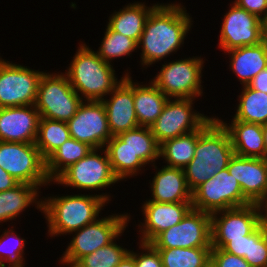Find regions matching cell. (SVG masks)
I'll return each instance as SVG.
<instances>
[{"instance_id": "cell-1", "label": "cell", "mask_w": 267, "mask_h": 267, "mask_svg": "<svg viewBox=\"0 0 267 267\" xmlns=\"http://www.w3.org/2000/svg\"><path fill=\"white\" fill-rule=\"evenodd\" d=\"M192 22L181 3H159L149 14L137 43L138 51L141 48V66L147 69L180 50Z\"/></svg>"}, {"instance_id": "cell-2", "label": "cell", "mask_w": 267, "mask_h": 267, "mask_svg": "<svg viewBox=\"0 0 267 267\" xmlns=\"http://www.w3.org/2000/svg\"><path fill=\"white\" fill-rule=\"evenodd\" d=\"M95 194L43 196L42 213L47 223V236L69 235L95 222L101 216V210L111 201L110 193Z\"/></svg>"}, {"instance_id": "cell-3", "label": "cell", "mask_w": 267, "mask_h": 267, "mask_svg": "<svg viewBox=\"0 0 267 267\" xmlns=\"http://www.w3.org/2000/svg\"><path fill=\"white\" fill-rule=\"evenodd\" d=\"M235 154L228 131L214 115L199 129L194 158L183 169L187 186H198L227 168Z\"/></svg>"}, {"instance_id": "cell-4", "label": "cell", "mask_w": 267, "mask_h": 267, "mask_svg": "<svg viewBox=\"0 0 267 267\" xmlns=\"http://www.w3.org/2000/svg\"><path fill=\"white\" fill-rule=\"evenodd\" d=\"M65 70L69 83L83 101H102L122 81L114 67L82 42Z\"/></svg>"}, {"instance_id": "cell-5", "label": "cell", "mask_w": 267, "mask_h": 267, "mask_svg": "<svg viewBox=\"0 0 267 267\" xmlns=\"http://www.w3.org/2000/svg\"><path fill=\"white\" fill-rule=\"evenodd\" d=\"M111 214L70 233V236L74 233L72 240L68 243L62 257H59L58 261L61 262L59 264L72 267L83 256L111 243L128 227L131 220L130 213Z\"/></svg>"}, {"instance_id": "cell-6", "label": "cell", "mask_w": 267, "mask_h": 267, "mask_svg": "<svg viewBox=\"0 0 267 267\" xmlns=\"http://www.w3.org/2000/svg\"><path fill=\"white\" fill-rule=\"evenodd\" d=\"M82 102L65 73L45 71L42 74L34 104L41 118L68 122Z\"/></svg>"}, {"instance_id": "cell-7", "label": "cell", "mask_w": 267, "mask_h": 267, "mask_svg": "<svg viewBox=\"0 0 267 267\" xmlns=\"http://www.w3.org/2000/svg\"><path fill=\"white\" fill-rule=\"evenodd\" d=\"M205 60L192 56L162 64L161 70L151 80L168 98L203 96L202 71Z\"/></svg>"}, {"instance_id": "cell-8", "label": "cell", "mask_w": 267, "mask_h": 267, "mask_svg": "<svg viewBox=\"0 0 267 267\" xmlns=\"http://www.w3.org/2000/svg\"><path fill=\"white\" fill-rule=\"evenodd\" d=\"M118 182L120 181L112 171L106 149L98 148L92 149L84 158L64 170L51 183L93 192V190L103 191Z\"/></svg>"}, {"instance_id": "cell-9", "label": "cell", "mask_w": 267, "mask_h": 267, "mask_svg": "<svg viewBox=\"0 0 267 267\" xmlns=\"http://www.w3.org/2000/svg\"><path fill=\"white\" fill-rule=\"evenodd\" d=\"M0 166L19 183L50 186L46 161L35 143L0 141Z\"/></svg>"}, {"instance_id": "cell-10", "label": "cell", "mask_w": 267, "mask_h": 267, "mask_svg": "<svg viewBox=\"0 0 267 267\" xmlns=\"http://www.w3.org/2000/svg\"><path fill=\"white\" fill-rule=\"evenodd\" d=\"M192 208L213 214L250 204L243 196L239 182L225 168L192 192Z\"/></svg>"}, {"instance_id": "cell-11", "label": "cell", "mask_w": 267, "mask_h": 267, "mask_svg": "<svg viewBox=\"0 0 267 267\" xmlns=\"http://www.w3.org/2000/svg\"><path fill=\"white\" fill-rule=\"evenodd\" d=\"M150 244L155 249L212 248L211 214L191 208L181 222L162 231Z\"/></svg>"}, {"instance_id": "cell-12", "label": "cell", "mask_w": 267, "mask_h": 267, "mask_svg": "<svg viewBox=\"0 0 267 267\" xmlns=\"http://www.w3.org/2000/svg\"><path fill=\"white\" fill-rule=\"evenodd\" d=\"M44 71L0 60V108L34 105Z\"/></svg>"}, {"instance_id": "cell-13", "label": "cell", "mask_w": 267, "mask_h": 267, "mask_svg": "<svg viewBox=\"0 0 267 267\" xmlns=\"http://www.w3.org/2000/svg\"><path fill=\"white\" fill-rule=\"evenodd\" d=\"M196 99L169 98L161 114L150 126L159 144L165 140L179 137L199 130L211 117L193 109Z\"/></svg>"}, {"instance_id": "cell-14", "label": "cell", "mask_w": 267, "mask_h": 267, "mask_svg": "<svg viewBox=\"0 0 267 267\" xmlns=\"http://www.w3.org/2000/svg\"><path fill=\"white\" fill-rule=\"evenodd\" d=\"M262 223L259 204H248L211 214V246L223 248L229 241L244 239Z\"/></svg>"}, {"instance_id": "cell-15", "label": "cell", "mask_w": 267, "mask_h": 267, "mask_svg": "<svg viewBox=\"0 0 267 267\" xmlns=\"http://www.w3.org/2000/svg\"><path fill=\"white\" fill-rule=\"evenodd\" d=\"M218 48L223 52L264 41V21L231 2L224 13Z\"/></svg>"}, {"instance_id": "cell-16", "label": "cell", "mask_w": 267, "mask_h": 267, "mask_svg": "<svg viewBox=\"0 0 267 267\" xmlns=\"http://www.w3.org/2000/svg\"><path fill=\"white\" fill-rule=\"evenodd\" d=\"M67 124L72 138L93 149L105 148L112 138L102 101H83Z\"/></svg>"}, {"instance_id": "cell-17", "label": "cell", "mask_w": 267, "mask_h": 267, "mask_svg": "<svg viewBox=\"0 0 267 267\" xmlns=\"http://www.w3.org/2000/svg\"><path fill=\"white\" fill-rule=\"evenodd\" d=\"M130 72H125L122 81L102 100L108 120V127L113 136L139 127L134 108L133 79Z\"/></svg>"}, {"instance_id": "cell-18", "label": "cell", "mask_w": 267, "mask_h": 267, "mask_svg": "<svg viewBox=\"0 0 267 267\" xmlns=\"http://www.w3.org/2000/svg\"><path fill=\"white\" fill-rule=\"evenodd\" d=\"M227 169L250 203L261 205L267 199V159L234 154Z\"/></svg>"}, {"instance_id": "cell-19", "label": "cell", "mask_w": 267, "mask_h": 267, "mask_svg": "<svg viewBox=\"0 0 267 267\" xmlns=\"http://www.w3.org/2000/svg\"><path fill=\"white\" fill-rule=\"evenodd\" d=\"M142 205L143 222L137 226L139 242L150 243L162 231L181 222L192 208L191 202L162 203L145 201Z\"/></svg>"}, {"instance_id": "cell-20", "label": "cell", "mask_w": 267, "mask_h": 267, "mask_svg": "<svg viewBox=\"0 0 267 267\" xmlns=\"http://www.w3.org/2000/svg\"><path fill=\"white\" fill-rule=\"evenodd\" d=\"M39 119L35 105L0 108V141L35 143Z\"/></svg>"}, {"instance_id": "cell-21", "label": "cell", "mask_w": 267, "mask_h": 267, "mask_svg": "<svg viewBox=\"0 0 267 267\" xmlns=\"http://www.w3.org/2000/svg\"><path fill=\"white\" fill-rule=\"evenodd\" d=\"M156 174L150 183L151 197L149 200L162 203L192 202V192L189 190L181 168L162 166L158 169L156 164L152 165Z\"/></svg>"}, {"instance_id": "cell-22", "label": "cell", "mask_w": 267, "mask_h": 267, "mask_svg": "<svg viewBox=\"0 0 267 267\" xmlns=\"http://www.w3.org/2000/svg\"><path fill=\"white\" fill-rule=\"evenodd\" d=\"M228 131L233 150L242 157H256L266 159L263 131L261 124L246 123L239 120L227 121L216 118Z\"/></svg>"}, {"instance_id": "cell-23", "label": "cell", "mask_w": 267, "mask_h": 267, "mask_svg": "<svg viewBox=\"0 0 267 267\" xmlns=\"http://www.w3.org/2000/svg\"><path fill=\"white\" fill-rule=\"evenodd\" d=\"M230 59L229 67L239 79L240 84L248 83L260 72L267 68V42L244 46L224 52Z\"/></svg>"}, {"instance_id": "cell-24", "label": "cell", "mask_w": 267, "mask_h": 267, "mask_svg": "<svg viewBox=\"0 0 267 267\" xmlns=\"http://www.w3.org/2000/svg\"><path fill=\"white\" fill-rule=\"evenodd\" d=\"M39 190L35 185L19 183L12 189L0 192V225L2 222L15 221L31 205L42 212L43 199L39 198Z\"/></svg>"}, {"instance_id": "cell-25", "label": "cell", "mask_w": 267, "mask_h": 267, "mask_svg": "<svg viewBox=\"0 0 267 267\" xmlns=\"http://www.w3.org/2000/svg\"><path fill=\"white\" fill-rule=\"evenodd\" d=\"M145 4V2L128 3L123 9L115 10L109 16L107 26L112 31L132 38L138 43L149 14L159 3H154L152 6Z\"/></svg>"}, {"instance_id": "cell-26", "label": "cell", "mask_w": 267, "mask_h": 267, "mask_svg": "<svg viewBox=\"0 0 267 267\" xmlns=\"http://www.w3.org/2000/svg\"><path fill=\"white\" fill-rule=\"evenodd\" d=\"M133 80V99L139 126L150 127L169 99L151 80L148 84Z\"/></svg>"}, {"instance_id": "cell-27", "label": "cell", "mask_w": 267, "mask_h": 267, "mask_svg": "<svg viewBox=\"0 0 267 267\" xmlns=\"http://www.w3.org/2000/svg\"><path fill=\"white\" fill-rule=\"evenodd\" d=\"M105 149L109 156L114 175L119 181L142 173L147 165L134 154L118 136H113L106 144Z\"/></svg>"}, {"instance_id": "cell-28", "label": "cell", "mask_w": 267, "mask_h": 267, "mask_svg": "<svg viewBox=\"0 0 267 267\" xmlns=\"http://www.w3.org/2000/svg\"><path fill=\"white\" fill-rule=\"evenodd\" d=\"M242 91L237 97L239 102L232 120L246 123L267 124V94L254 90L248 85L241 87Z\"/></svg>"}, {"instance_id": "cell-29", "label": "cell", "mask_w": 267, "mask_h": 267, "mask_svg": "<svg viewBox=\"0 0 267 267\" xmlns=\"http://www.w3.org/2000/svg\"><path fill=\"white\" fill-rule=\"evenodd\" d=\"M199 130L165 140L160 144V158L166 166L184 169L194 158ZM167 162V163H166Z\"/></svg>"}, {"instance_id": "cell-30", "label": "cell", "mask_w": 267, "mask_h": 267, "mask_svg": "<svg viewBox=\"0 0 267 267\" xmlns=\"http://www.w3.org/2000/svg\"><path fill=\"white\" fill-rule=\"evenodd\" d=\"M93 148L72 137L66 140L46 160V174L54 181L64 170L84 158Z\"/></svg>"}, {"instance_id": "cell-31", "label": "cell", "mask_w": 267, "mask_h": 267, "mask_svg": "<svg viewBox=\"0 0 267 267\" xmlns=\"http://www.w3.org/2000/svg\"><path fill=\"white\" fill-rule=\"evenodd\" d=\"M126 146L146 165H154L160 160V144L151 132L150 127L139 126L118 135Z\"/></svg>"}, {"instance_id": "cell-32", "label": "cell", "mask_w": 267, "mask_h": 267, "mask_svg": "<svg viewBox=\"0 0 267 267\" xmlns=\"http://www.w3.org/2000/svg\"><path fill=\"white\" fill-rule=\"evenodd\" d=\"M70 137L67 122L40 117L35 145L45 161Z\"/></svg>"}, {"instance_id": "cell-33", "label": "cell", "mask_w": 267, "mask_h": 267, "mask_svg": "<svg viewBox=\"0 0 267 267\" xmlns=\"http://www.w3.org/2000/svg\"><path fill=\"white\" fill-rule=\"evenodd\" d=\"M163 267H207L211 248L157 249Z\"/></svg>"}, {"instance_id": "cell-34", "label": "cell", "mask_w": 267, "mask_h": 267, "mask_svg": "<svg viewBox=\"0 0 267 267\" xmlns=\"http://www.w3.org/2000/svg\"><path fill=\"white\" fill-rule=\"evenodd\" d=\"M105 29L101 45L96 51L103 61L112 64L117 58L131 57L133 52H137L135 50L138 49V45L135 40L112 31L108 26Z\"/></svg>"}, {"instance_id": "cell-35", "label": "cell", "mask_w": 267, "mask_h": 267, "mask_svg": "<svg viewBox=\"0 0 267 267\" xmlns=\"http://www.w3.org/2000/svg\"><path fill=\"white\" fill-rule=\"evenodd\" d=\"M125 230L126 228L108 245L80 258L72 267H117L130 252V249L124 248L116 241Z\"/></svg>"}, {"instance_id": "cell-36", "label": "cell", "mask_w": 267, "mask_h": 267, "mask_svg": "<svg viewBox=\"0 0 267 267\" xmlns=\"http://www.w3.org/2000/svg\"><path fill=\"white\" fill-rule=\"evenodd\" d=\"M5 229L0 235V267H25L23 255L25 254L26 240L13 231L15 230L14 226Z\"/></svg>"}, {"instance_id": "cell-37", "label": "cell", "mask_w": 267, "mask_h": 267, "mask_svg": "<svg viewBox=\"0 0 267 267\" xmlns=\"http://www.w3.org/2000/svg\"><path fill=\"white\" fill-rule=\"evenodd\" d=\"M251 267H267V230L261 223L250 234L249 257H244Z\"/></svg>"}, {"instance_id": "cell-38", "label": "cell", "mask_w": 267, "mask_h": 267, "mask_svg": "<svg viewBox=\"0 0 267 267\" xmlns=\"http://www.w3.org/2000/svg\"><path fill=\"white\" fill-rule=\"evenodd\" d=\"M139 253L130 250V254L134 257L136 267H163L162 259L157 249L150 243L138 242Z\"/></svg>"}, {"instance_id": "cell-39", "label": "cell", "mask_w": 267, "mask_h": 267, "mask_svg": "<svg viewBox=\"0 0 267 267\" xmlns=\"http://www.w3.org/2000/svg\"><path fill=\"white\" fill-rule=\"evenodd\" d=\"M210 265L212 267H251L243 257L228 253L222 248H211Z\"/></svg>"}, {"instance_id": "cell-40", "label": "cell", "mask_w": 267, "mask_h": 267, "mask_svg": "<svg viewBox=\"0 0 267 267\" xmlns=\"http://www.w3.org/2000/svg\"><path fill=\"white\" fill-rule=\"evenodd\" d=\"M232 2L263 21L267 18V0H235Z\"/></svg>"}, {"instance_id": "cell-41", "label": "cell", "mask_w": 267, "mask_h": 267, "mask_svg": "<svg viewBox=\"0 0 267 267\" xmlns=\"http://www.w3.org/2000/svg\"><path fill=\"white\" fill-rule=\"evenodd\" d=\"M222 249L239 257H249L250 235L244 236V239L231 240Z\"/></svg>"}, {"instance_id": "cell-42", "label": "cell", "mask_w": 267, "mask_h": 267, "mask_svg": "<svg viewBox=\"0 0 267 267\" xmlns=\"http://www.w3.org/2000/svg\"><path fill=\"white\" fill-rule=\"evenodd\" d=\"M248 86L254 90L267 94V68L260 71L249 83Z\"/></svg>"}, {"instance_id": "cell-43", "label": "cell", "mask_w": 267, "mask_h": 267, "mask_svg": "<svg viewBox=\"0 0 267 267\" xmlns=\"http://www.w3.org/2000/svg\"><path fill=\"white\" fill-rule=\"evenodd\" d=\"M19 182L0 166V192L14 188Z\"/></svg>"}, {"instance_id": "cell-44", "label": "cell", "mask_w": 267, "mask_h": 267, "mask_svg": "<svg viewBox=\"0 0 267 267\" xmlns=\"http://www.w3.org/2000/svg\"><path fill=\"white\" fill-rule=\"evenodd\" d=\"M117 267H136L134 257L128 253Z\"/></svg>"}, {"instance_id": "cell-45", "label": "cell", "mask_w": 267, "mask_h": 267, "mask_svg": "<svg viewBox=\"0 0 267 267\" xmlns=\"http://www.w3.org/2000/svg\"><path fill=\"white\" fill-rule=\"evenodd\" d=\"M260 206L262 210V224L267 230V199Z\"/></svg>"}, {"instance_id": "cell-46", "label": "cell", "mask_w": 267, "mask_h": 267, "mask_svg": "<svg viewBox=\"0 0 267 267\" xmlns=\"http://www.w3.org/2000/svg\"><path fill=\"white\" fill-rule=\"evenodd\" d=\"M263 131V139H264V148L266 151V159H267V124L262 125Z\"/></svg>"}, {"instance_id": "cell-47", "label": "cell", "mask_w": 267, "mask_h": 267, "mask_svg": "<svg viewBox=\"0 0 267 267\" xmlns=\"http://www.w3.org/2000/svg\"><path fill=\"white\" fill-rule=\"evenodd\" d=\"M264 40L267 42V18L264 20Z\"/></svg>"}]
</instances>
